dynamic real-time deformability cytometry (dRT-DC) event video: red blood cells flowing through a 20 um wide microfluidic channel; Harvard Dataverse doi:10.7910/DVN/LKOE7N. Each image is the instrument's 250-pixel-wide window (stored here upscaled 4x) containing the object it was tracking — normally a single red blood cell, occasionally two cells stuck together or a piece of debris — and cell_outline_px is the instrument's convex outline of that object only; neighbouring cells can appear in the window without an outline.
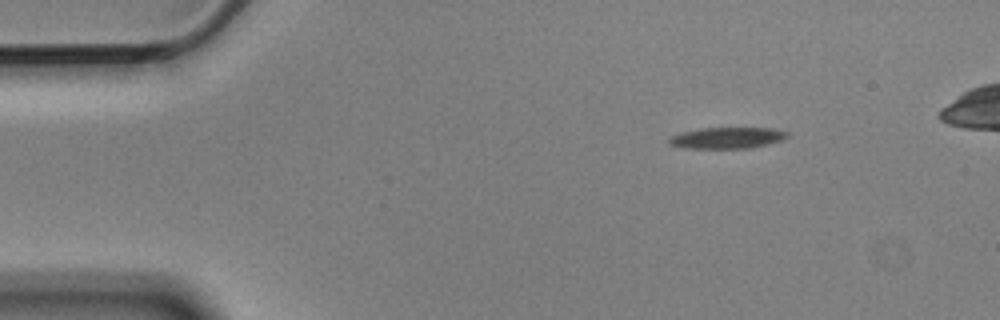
{"species": "Egyptian fruit bat (a non-hibernating species)", "species_latin": "Rousettus aegyptiacus", "temperature_condition": "cold", "stored_images_in_passage": 4, "camera_frame_rate_fps": 3000, "um_per_image_px": 0.085, "animal": {"sex": "male"}, "frame": {"image": 1, "passage_image": 1, "time_ms": 0.0, "image_size_px": [1000, 320], "cell_outline_px": [[788, 136], [780, 140], [768, 144], [748, 148], [684, 148], [668, 144], [668, 140], [672, 136], [684, 132], [700, 128], [772, 128], [788, 132]], "centroid_in_image_um": [61.8, 11.72], "position_along_channel_um": 23.2, "area_um2": 14.45}}
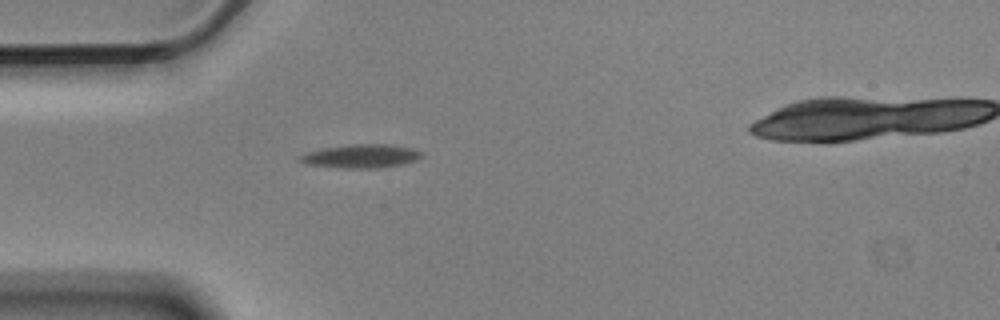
{"frame": {"image": 2, "passage_image": 3, "time_ms": 0.667, "image_size_px": [1000, 320], "cell_outline_px": [[424, 156], [416, 160], [404, 164], [376, 168], [344, 168], [304, 164], [296, 160], [296, 156], [308, 152], [324, 148], [356, 144], [384, 144], [412, 148], [424, 152]], "centroid_in_image_um": [30.68, 13.28], "position_along_channel_um": 54.3, "area_um2": 16.82}}